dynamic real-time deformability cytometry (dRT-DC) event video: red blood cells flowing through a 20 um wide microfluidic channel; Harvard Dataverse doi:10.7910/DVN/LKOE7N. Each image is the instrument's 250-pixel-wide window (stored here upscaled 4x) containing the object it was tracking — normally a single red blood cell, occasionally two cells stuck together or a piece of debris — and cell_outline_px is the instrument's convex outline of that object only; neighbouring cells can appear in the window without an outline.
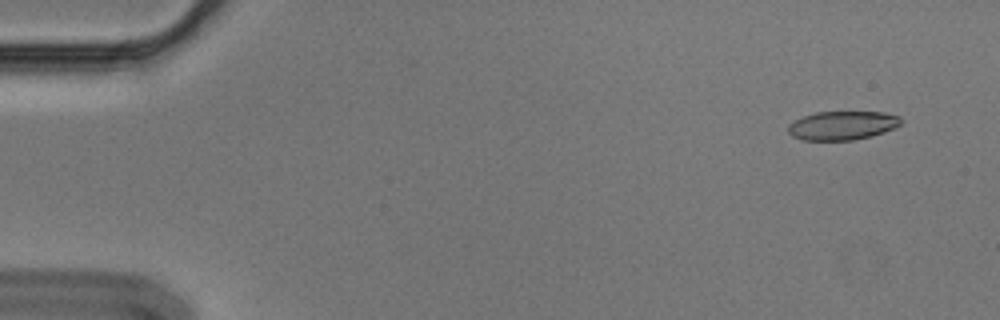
{"species": "Egyptian fruit bat (a non-hibernating species)", "species_latin": "Rousettus aegyptiacus", "temperature_condition": "cold", "stored_images_in_passage": 4, "camera_frame_rate_fps": 3000, "um_per_image_px": 0.085, "animal": {"sex": "male"}, "frame": {"image": 1, "passage_image": 1, "time_ms": 0.0, "image_size_px": [1000, 320], "cell_outline_px": [[904, 120], [896, 128], [872, 136], [852, 140], [800, 140], [792, 136], [788, 132], [788, 124], [804, 116], [816, 112], [884, 112], [900, 116]], "centroid_in_image_um": [71.63, 10.67], "position_along_channel_um": 13.4, "area_um2": 19.07}}
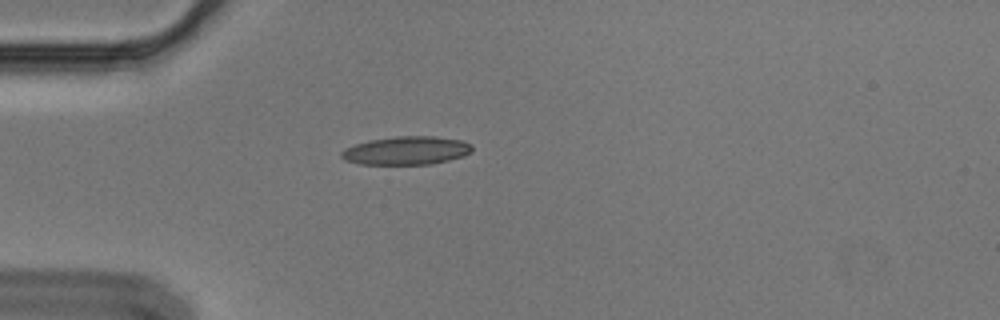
{"frame": {"image": 2, "passage_image": 4, "time_ms": 1.0, "image_size_px": [1000, 320], "cell_outline_px": [[472, 152], [464, 156], [432, 164], [360, 164], [344, 160], [340, 156], [340, 152], [344, 148], [368, 140], [396, 136], [436, 136], [460, 140], [472, 144]], "centroid_in_image_um": [34.54, 12.79], "position_along_channel_um": 50.5, "area_um2": 21.73}}